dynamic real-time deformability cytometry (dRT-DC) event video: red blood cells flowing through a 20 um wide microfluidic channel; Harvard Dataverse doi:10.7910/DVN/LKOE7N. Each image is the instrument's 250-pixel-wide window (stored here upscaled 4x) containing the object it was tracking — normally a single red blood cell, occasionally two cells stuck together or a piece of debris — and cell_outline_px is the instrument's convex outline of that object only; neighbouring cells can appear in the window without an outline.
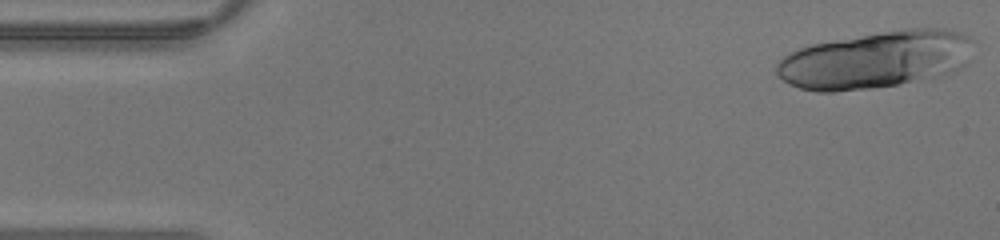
{"species": "human", "species_latin": "Homo sapiens", "temperature_condition": "warm", "stored_images_in_passage": 41, "segment_of_instrument_passage": [1, 2], "camera_frame_rate_fps": 3000, "um_per_image_px": 0.085, "donor": {"sex": "male"}, "frame": {"image": 1, "passage_image": 1, "time_ms": 0.0, "image_size_px": [1000, 240], "cell_outline_px": [[976, 40], [964, 64], [960, 68], [948, 72], [932, 76], [896, 84], [872, 88], [832, 92], [816, 92], [800, 88], [788, 84], [776, 72], [776, 64], [784, 56], [808, 44], [904, 28], [948, 28], [960, 32]], "centroid_in_image_um": [74.41, 5.06], "position_along_channel_um": 10.6, "area_um2": 65.26}}